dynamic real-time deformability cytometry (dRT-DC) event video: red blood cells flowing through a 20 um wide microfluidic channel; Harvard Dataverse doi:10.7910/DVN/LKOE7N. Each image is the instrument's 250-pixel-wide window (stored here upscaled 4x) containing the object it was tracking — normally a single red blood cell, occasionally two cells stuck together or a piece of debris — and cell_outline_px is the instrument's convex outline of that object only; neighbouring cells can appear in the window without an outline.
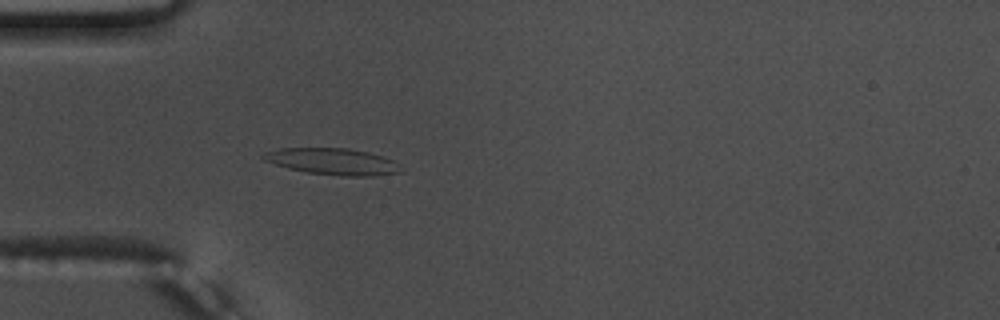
{"species": "common noctule bat (a hibernating species)", "species_latin": "Nyctalus noctula", "temperature_condition": "warm", "stored_images_in_passage": 45, "camera_frame_rate_fps": 3000, "um_per_image_px": 0.085, "animal": {"sex": "male", "body_mass_g": 17.5, "forearm_length_mm": 52.3}, "frame": {"image": 1, "passage_image": 7, "time_ms": 2.0, "image_size_px": [1000, 320], "cell_outline_px": [[400, 172], [372, 176], [344, 176], [308, 172], [288, 168], [264, 160], [260, 156], [264, 152], [280, 148], [348, 148], [368, 152], [384, 156], [392, 160]], "centroid_in_image_um": [28.22, 13.71], "position_along_channel_um": 56.8, "area_um2": 20.92}}
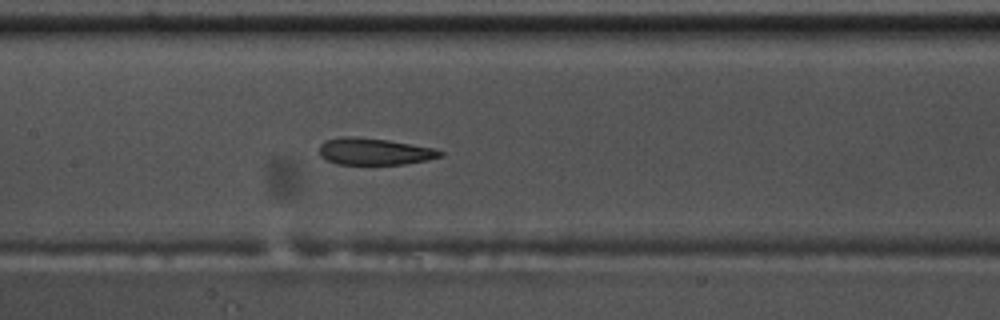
{"frame": {"image": 2, "passage_image": 17, "time_ms": 5.333, "image_size_px": [1000, 320], "cell_outline_px": [[444, 156], [428, 160], [404, 164], [336, 164], [324, 160], [320, 156], [320, 144], [324, 140], [340, 136], [352, 136], [388, 140], [432, 148], [444, 152]], "centroid_in_image_um": [31.78, 12.88], "position_along_channel_um": 175.6, "area_um2": 19.02}}
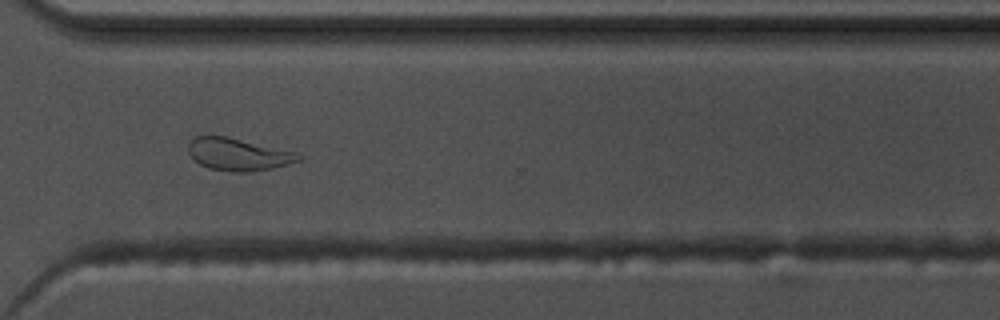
{"frame": {"image": 3, "passage_image": 31, "time_ms": 10.0, "image_size_px": [1000, 320], "cell_outline_px": [[300, 160], [288, 164], [272, 168], [248, 172], [232, 172], [208, 168], [200, 164], [188, 152], [188, 144], [196, 136], [228, 136], [296, 152], [300, 156]], "centroid_in_image_um": [20.24, 13.12], "position_along_channel_um": 350.4, "area_um2": 20.63}, "authors_computed_cell_mechanics": {"area_um2": 20.5768, "velocity_mm_per_s": 3.7428, "shape_relaxation_time_tau1_ms": null, "shape_relaxation_time_tau2_ms": 2.1423, "deformation_change_tau1": null, "deformation_change_tau2": 0.0989}}